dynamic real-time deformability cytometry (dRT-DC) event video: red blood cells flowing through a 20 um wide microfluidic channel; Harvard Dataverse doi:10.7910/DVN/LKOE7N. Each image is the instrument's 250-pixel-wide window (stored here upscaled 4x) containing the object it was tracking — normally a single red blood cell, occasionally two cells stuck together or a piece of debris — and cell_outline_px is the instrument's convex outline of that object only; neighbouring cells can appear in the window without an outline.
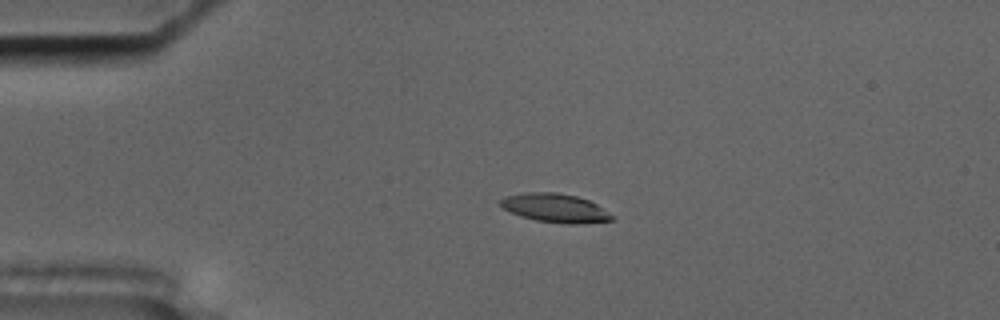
{"species": "common noctule bat (a hibernating species)", "species_latin": "Nyctalus noctula", "temperature_condition": "cold", "stored_images_in_passage": 54, "camera_frame_rate_fps": 3000, "um_per_image_px": 0.085, "animal": {"sex": "male", "body_mass_g": 17.5, "forearm_length_mm": 52.3}, "frame": {"image": 1, "passage_image": 10, "time_ms": 3.0, "image_size_px": [1000, 320], "cell_outline_px": [[616, 216], [612, 220], [568, 224], [536, 220], [520, 216], [504, 208], [500, 204], [500, 200], [504, 196], [524, 192], [556, 192], [576, 196], [588, 200], [596, 204]], "centroid_in_image_um": [47.18, 17.66], "position_along_channel_um": 37.8, "area_um2": 18.5}}
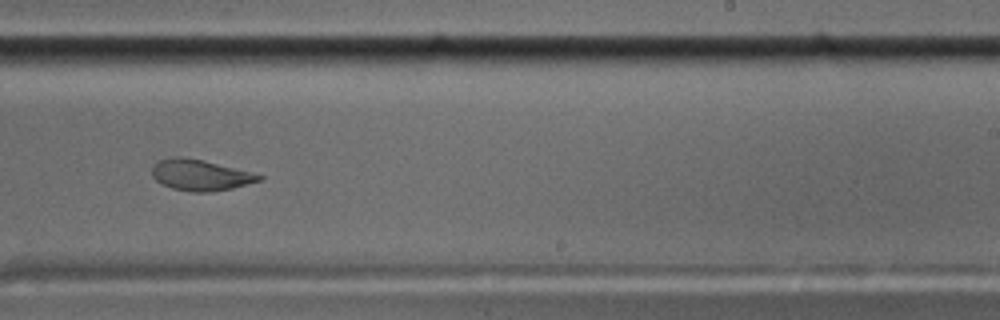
{"frame": {"image": 2, "passage_image": 33, "time_ms": 10.667, "image_size_px": [1000, 320], "cell_outline_px": [[264, 180], [232, 188], [212, 192], [192, 192], [172, 188], [156, 180], [152, 176], [152, 164], [160, 160], [172, 156], [180, 156], [204, 160], [264, 176]], "centroid_in_image_um": [17.01, 14.88], "position_along_channel_um": 272.0, "area_um2": 19.31}}
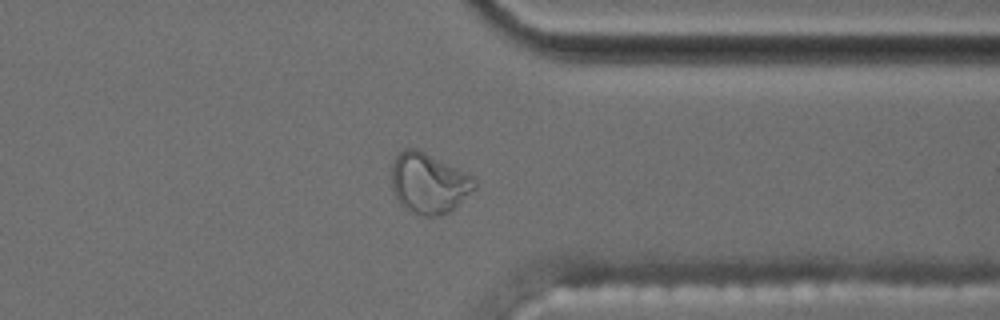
{"frame": {"image": 3, "passage_image": 42, "time_ms": 13.667, "image_size_px": [1000, 320], "cell_outline_px": [[476, 188], [448, 212], [440, 216], [424, 216], [404, 208], [400, 204], [392, 188], [392, 164], [396, 156], [404, 148], [416, 148], [472, 176], [476, 180]], "centroid_in_image_um": [36.42, 15.58], "position_along_channel_um": 375.0, "area_um2": 28.78}, "authors_computed_cell_mechanics": {"area_um2": 19.363, "velocity_mm_per_s": 3.5172, "shape_relaxation_time_tau1_ms": 10.4347, "shape_relaxation_time_tau2_ms": 1.9116, "deformation_change_tau1": 0.3047, "deformation_change_tau2": 0.0765}}